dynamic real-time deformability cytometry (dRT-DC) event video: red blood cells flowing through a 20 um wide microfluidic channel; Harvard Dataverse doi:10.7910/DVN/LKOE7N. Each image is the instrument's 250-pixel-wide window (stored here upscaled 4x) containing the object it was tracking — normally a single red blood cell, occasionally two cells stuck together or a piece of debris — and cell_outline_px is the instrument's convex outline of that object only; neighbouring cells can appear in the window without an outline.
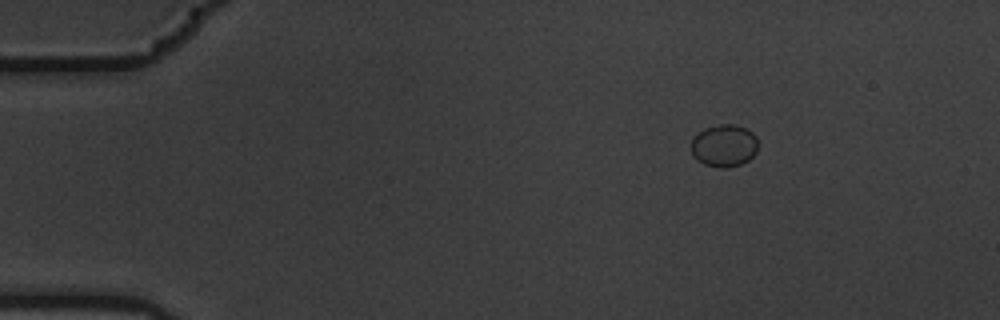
{"species": "common noctule bat (a hibernating species)", "species_latin": "Nyctalus noctula", "temperature_condition": "warm", "stored_images_in_passage": 4, "camera_frame_rate_fps": 3000, "um_per_image_px": 0.085, "animal": {"sex": "male", "body_mass_g": 19.5, "forearm_length_mm": 54.6}, "frame": {"image": 1, "passage_image": 1, "time_ms": 0.0, "image_size_px": [1000, 320], "cell_outline_px": [[756, 152], [748, 160], [740, 164], [724, 168], [720, 168], [704, 164], [692, 156], [692, 140], [704, 128], [720, 124], [736, 124], [752, 132], [756, 136]], "centroid_in_image_um": [61.54, 12.38], "position_along_channel_um": 23.5, "area_um2": 16.3}}